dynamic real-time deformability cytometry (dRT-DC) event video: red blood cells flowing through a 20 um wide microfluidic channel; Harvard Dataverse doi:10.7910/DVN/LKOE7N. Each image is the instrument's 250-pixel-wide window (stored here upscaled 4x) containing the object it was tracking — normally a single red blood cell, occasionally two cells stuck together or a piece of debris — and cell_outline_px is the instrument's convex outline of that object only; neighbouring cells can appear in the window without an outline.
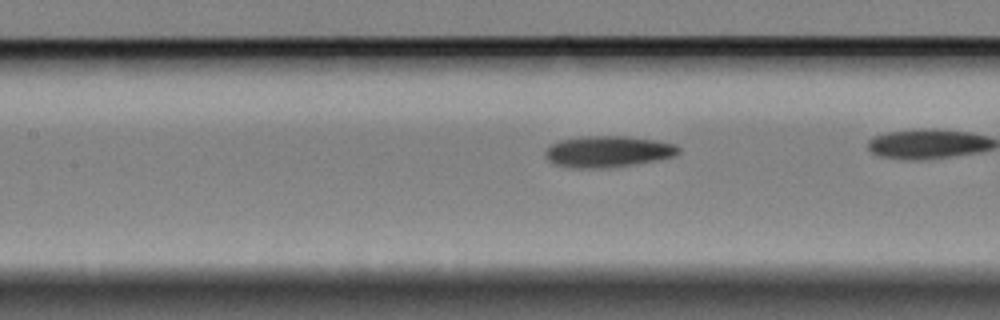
{"species": "Egyptian fruit bat (a non-hibernating species)", "species_latin": "Rousettus aegyptiacus", "temperature_condition": "cold", "stored_images_in_passage": 36, "camera_frame_rate_fps": 3000, "um_per_image_px": 0.085, "animal": {"sex": "female"}, "frame": {"image": 1, "passage_image": 17, "time_ms": 5.333, "image_size_px": [1000, 320], "cell_outline_px": [[680, 152], [676, 156], [656, 160], [608, 168], [572, 168], [556, 164], [548, 160], [544, 156], [544, 152], [552, 144], [560, 140], [580, 136], [628, 136], [656, 140], [676, 144], [680, 148]], "centroid_in_image_um": [51.69, 12.87], "position_along_channel_um": 155.7, "area_um2": 24.45}}